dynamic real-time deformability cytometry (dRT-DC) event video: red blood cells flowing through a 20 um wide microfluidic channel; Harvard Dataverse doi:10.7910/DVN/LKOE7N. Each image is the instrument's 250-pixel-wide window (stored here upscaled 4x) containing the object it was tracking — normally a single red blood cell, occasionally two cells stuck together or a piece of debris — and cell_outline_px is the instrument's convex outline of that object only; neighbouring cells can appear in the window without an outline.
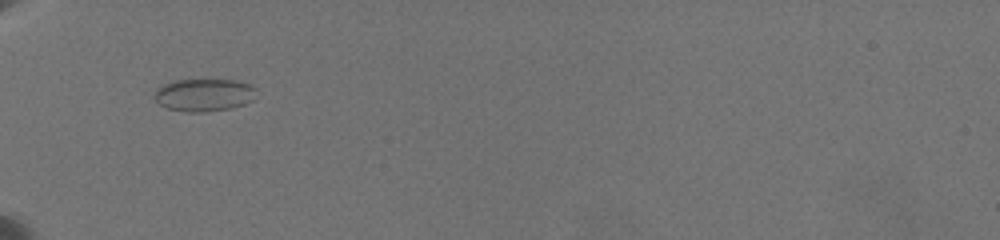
{"species": "common noctule bat (a hibernating species)", "species_latin": "Nyctalus noctula", "temperature_condition": "warm", "stored_images_in_passage": 6, "camera_frame_rate_fps": 3000, "um_per_image_px": 0.085, "animal": {"sex": "female", "body_mass_g": 19.5, "forearm_length_mm": 54.1}, "frame": {"image": 1, "passage_image": 1, "time_ms": 0.0, "image_size_px": [1000, 240], "cell_outline_px": [[256, 88], [252, 100], [244, 104], [232, 108], [204, 112], [188, 112], [168, 108], [160, 104], [156, 100], [156, 88], [164, 84], [176, 80], [236, 80], [248, 84]], "centroid_in_image_um": [17.35, 8.07], "position_along_channel_um": 67.6, "area_um2": 19.13}}
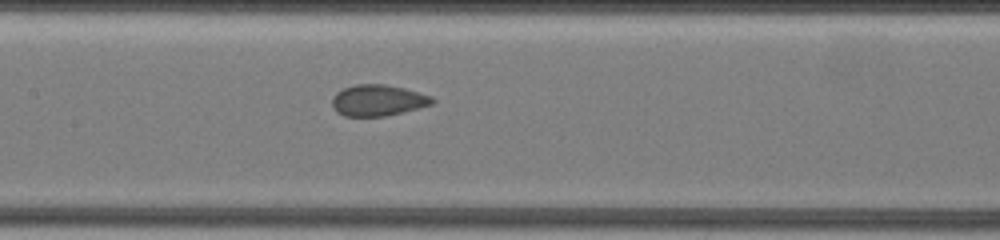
{"frame": {"image": 2, "passage_image": 4, "time_ms": 3.333, "image_size_px": [1000, 240], "cell_outline_px": [[436, 100], [432, 104], [404, 112], [384, 116], [344, 116], [336, 112], [332, 104], [332, 96], [336, 92], [344, 88], [356, 84], [384, 84], [404, 88], [432, 96]], "centroid_in_image_um": [32.11, 8.53], "position_along_channel_um": 175.3, "area_um2": 18.26}}
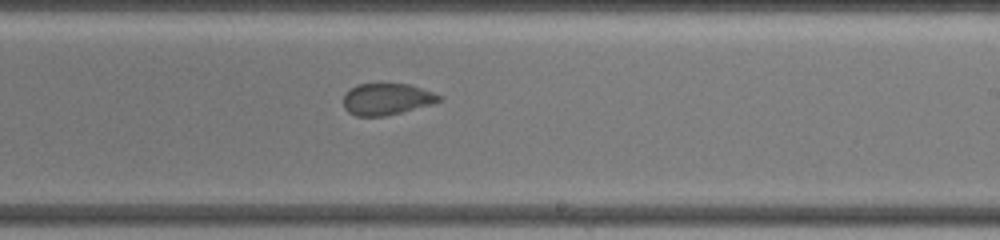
{"frame": {"image": 3, "passage_image": 6, "time_ms": 5.667, "image_size_px": [1000, 240], "cell_outline_px": [[444, 100], [432, 104], [384, 116], [356, 116], [348, 112], [344, 108], [344, 92], [356, 84], [408, 84], [444, 96]], "centroid_in_image_um": [32.87, 8.42], "position_along_channel_um": 256.1, "area_um2": 17.63}}